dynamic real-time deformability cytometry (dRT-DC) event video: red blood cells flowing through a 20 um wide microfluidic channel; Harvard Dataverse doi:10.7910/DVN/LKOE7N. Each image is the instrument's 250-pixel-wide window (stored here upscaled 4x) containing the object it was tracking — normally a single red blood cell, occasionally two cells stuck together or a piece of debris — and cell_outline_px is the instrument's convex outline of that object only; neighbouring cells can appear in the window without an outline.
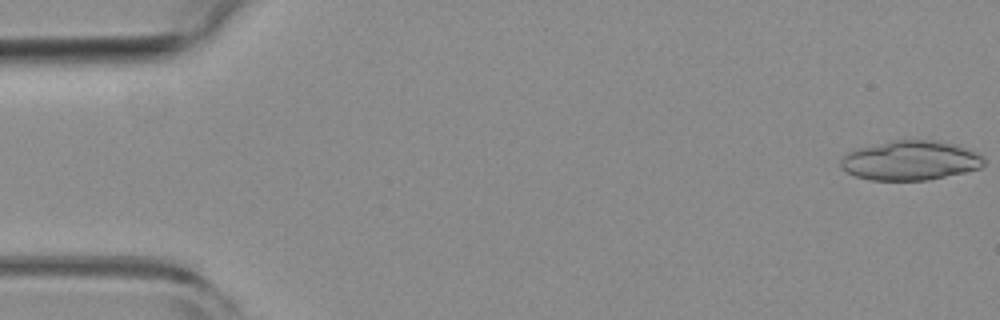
{"species": "common noctule bat (a hibernating species)", "species_latin": "Nyctalus noctula", "temperature_condition": "room temperature", "stored_images_in_passage": 21, "camera_frame_rate_fps": 3000, "um_per_image_px": 0.085, "animal": {"sex": "female", "body_mass_g": 19.3, "forearm_length_mm": 54.1}, "frame": {"image": 1, "passage_image": 1, "time_ms": 0.0, "image_size_px": [1000, 320], "cell_outline_px": [[984, 164], [980, 168], [964, 172], [928, 180], [868, 180], [856, 176], [840, 168], [840, 160], [848, 152], [860, 148], [892, 140], [936, 140], [956, 144], [976, 152], [984, 160]], "centroid_in_image_um": [77.37, 13.64], "position_along_channel_um": 7.6, "area_um2": 32.83}}